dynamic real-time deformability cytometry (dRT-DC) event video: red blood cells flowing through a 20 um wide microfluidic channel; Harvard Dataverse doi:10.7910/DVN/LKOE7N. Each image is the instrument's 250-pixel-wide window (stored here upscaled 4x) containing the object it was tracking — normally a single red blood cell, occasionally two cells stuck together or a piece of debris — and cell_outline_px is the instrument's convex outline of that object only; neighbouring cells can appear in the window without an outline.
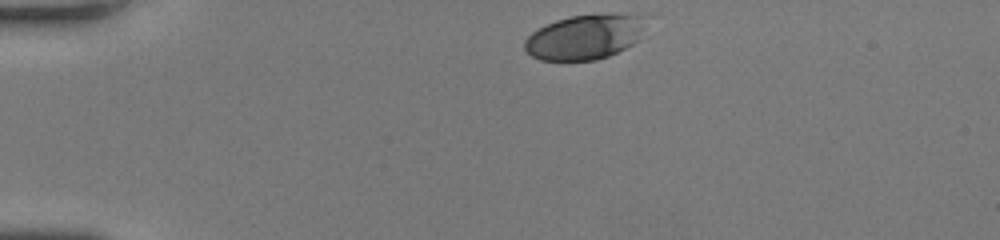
{"species": "human", "species_latin": "Homo sapiens", "temperature_condition": "room temperature", "stored_images_in_passage": 32, "camera_frame_rate_fps": 3000, "um_per_image_px": 0.085, "donor": {"sex": "female"}, "frame": {"image": 1, "passage_image": 1, "time_ms": 0.0, "image_size_px": [1000, 240], "cell_outline_px": [[640, 40], [608, 56], [596, 60], [540, 60], [532, 56], [524, 48], [524, 40], [532, 32], [556, 20], [572, 16], [640, 16]], "centroid_in_image_um": [49.58, 3.2], "position_along_channel_um": 35.4, "area_um2": 30.23}}
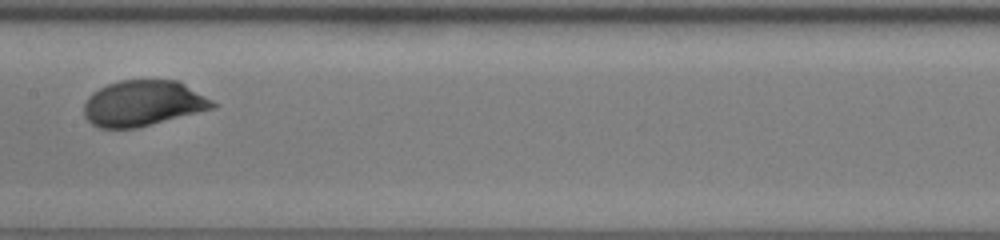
{"frame": {"image": 2, "passage_image": 17, "time_ms": 5.333, "image_size_px": [1000, 240], "cell_outline_px": [[220, 104], [216, 108], [136, 128], [100, 128], [92, 124], [84, 116], [84, 104], [88, 96], [92, 92], [108, 84], [120, 80], [180, 80]], "centroid_in_image_um": [12.2, 8.77], "position_along_channel_um": 195.2, "area_um2": 34.62}}
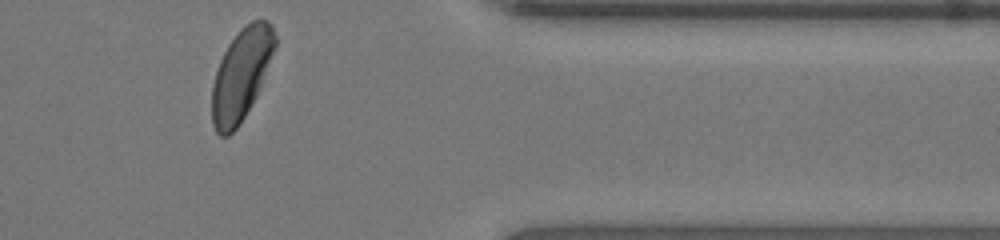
{"frame": {"image": 3, "passage_image": 32, "time_ms": 10.333, "image_size_px": [1000, 240], "cell_outline_px": [[276, 48], [260, 88], [256, 96], [244, 116], [236, 128], [228, 136], [220, 136], [216, 132], [212, 124], [212, 84], [220, 60], [228, 44], [252, 20], [268, 20], [272, 24], [276, 36]], "centroid_in_image_um": [20.52, 6.34], "position_along_channel_um": 390.9, "area_um2": 33.29}, "authors_computed_cell_mechanics": {"area_um2": 34.0442, "velocity_mm_per_s": 4.2037, "shape_relaxation_time_tau1_ms": 2.6391, "shape_relaxation_time_tau2_ms": null, "deformation_change_tau1": 0.144, "deformation_change_tau2": null}}